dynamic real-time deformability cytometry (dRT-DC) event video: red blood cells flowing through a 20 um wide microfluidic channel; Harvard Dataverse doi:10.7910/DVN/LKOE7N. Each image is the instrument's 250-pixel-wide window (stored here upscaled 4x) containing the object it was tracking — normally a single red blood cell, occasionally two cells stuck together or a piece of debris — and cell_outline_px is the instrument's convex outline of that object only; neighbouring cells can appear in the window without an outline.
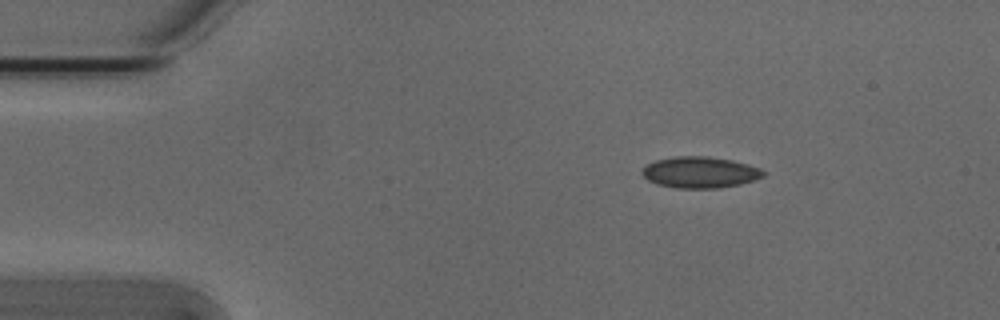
{"species": "Egyptian fruit bat (a non-hibernating species)", "species_latin": "Rousettus aegyptiacus", "temperature_condition": "cold", "stored_images_in_passage": 46, "camera_frame_rate_fps": 3000, "um_per_image_px": 0.085, "animal": {"sex": "male"}, "frame": {"image": 1, "passage_image": 1, "time_ms": 0.0, "image_size_px": [1000, 320], "cell_outline_px": [[768, 172], [764, 176], [756, 180], [740, 184], [720, 188], [676, 188], [656, 184], [648, 180], [640, 172], [648, 164], [656, 160], [676, 156], [708, 156], [732, 160], [748, 164], [760, 168]], "centroid_in_image_um": [59.54, 14.65], "position_along_channel_um": 25.5, "area_um2": 22.25}}
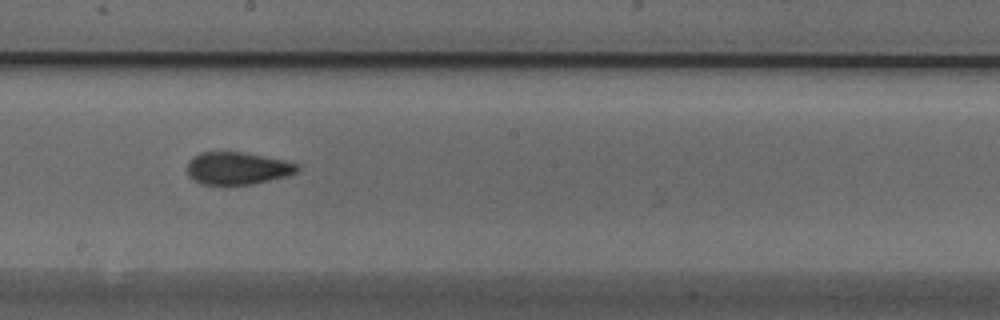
{"frame": {"image": 2, "passage_image": 22, "time_ms": 7.0, "image_size_px": [1000, 320], "cell_outline_px": [[300, 168], [296, 172], [288, 176], [252, 184], [200, 184], [192, 180], [188, 176], [188, 160], [192, 156], [200, 152], [244, 152], [288, 160], [300, 164]], "centroid_in_image_um": [20.2, 14.29], "position_along_channel_um": 228.0, "area_um2": 21.15}}
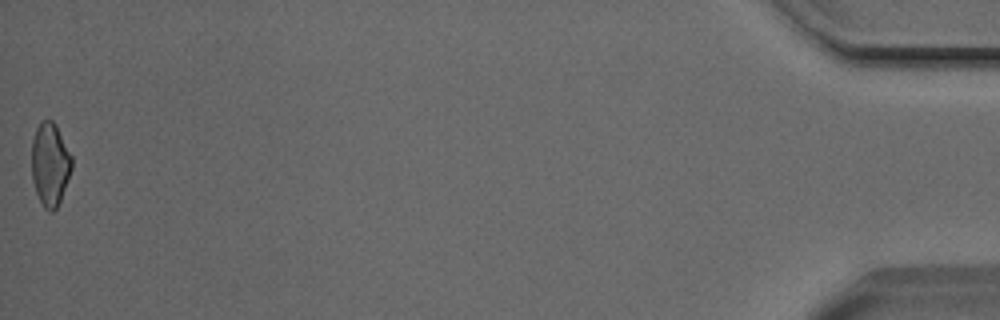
{"frame": {"image": 3, "passage_image": 46, "time_ms": 15.0, "image_size_px": [1000, 320], "cell_outline_px": [[72, 168], [60, 200], [56, 208], [52, 212], [48, 212], [44, 208], [36, 192], [32, 180], [32, 140], [36, 128], [40, 120], [52, 120], [56, 124], [72, 156]], "centroid_in_image_um": [4.25, 13.94], "position_along_channel_um": 431.0, "area_um2": 19.48}, "authors_computed_cell_mechanics": {"area_um2": 20.808, "velocity_mm_per_s": 3.8344, "shape_relaxation_time_tau1_ms": null, "shape_relaxation_time_tau2_ms": 2.4759, "deformation_change_tau1": null, "deformation_change_tau2": 0.0806}}